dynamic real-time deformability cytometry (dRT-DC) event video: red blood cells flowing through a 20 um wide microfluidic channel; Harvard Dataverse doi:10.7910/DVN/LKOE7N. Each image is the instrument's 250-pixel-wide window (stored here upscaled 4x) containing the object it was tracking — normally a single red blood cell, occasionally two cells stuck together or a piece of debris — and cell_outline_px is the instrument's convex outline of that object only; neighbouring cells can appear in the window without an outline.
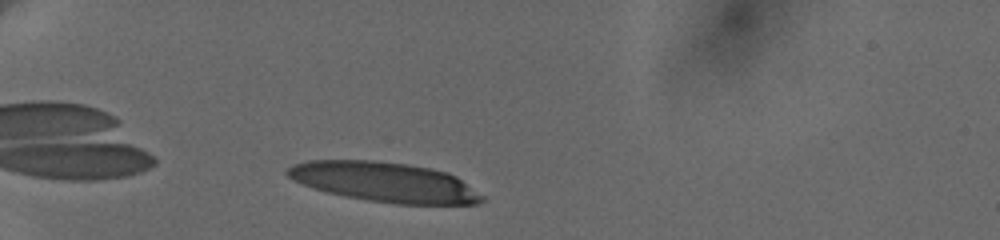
{"species": "human", "species_latin": "Homo sapiens", "temperature_condition": "cold", "stored_images_in_passage": 36, "camera_frame_rate_fps": 3000, "um_per_image_px": 0.085, "donor": {"sex": "female"}, "frame": {"image": 1, "passage_image": 3, "time_ms": 1.333, "image_size_px": [1000, 240], "cell_outline_px": [[484, 200], [480, 204], [396, 204], [368, 200], [344, 196], [312, 188], [288, 176], [284, 172], [292, 164], [308, 160], [376, 160], [408, 164], [432, 168], [448, 172], [456, 176], [484, 196]], "centroid_in_image_um": [32.71, 15.47], "position_along_channel_um": 52.3, "area_um2": 45.2}}
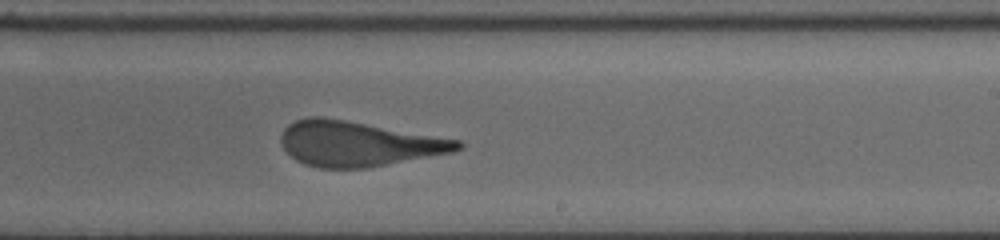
{"frame": {"image": 2, "passage_image": 18, "time_ms": 8.0, "image_size_px": [1000, 240], "cell_outline_px": [[464, 148], [452, 152], [364, 168], [320, 168], [304, 164], [296, 160], [280, 144], [280, 136], [284, 128], [288, 124], [296, 120], [312, 116], [320, 116], [344, 120], [460, 140], [464, 144]], "centroid_in_image_um": [30.41, 12.21], "position_along_channel_um": 258.6, "area_um2": 45.89}}
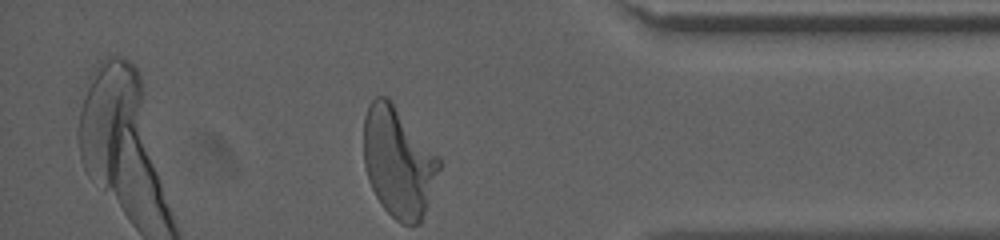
{"frame": {"image": 3, "passage_image": 35, "time_ms": 12.333, "image_size_px": [1000, 240], "cell_outline_px": [[440, 168], [420, 224], [400, 224], [384, 208], [376, 196], [368, 180], [364, 164], [364, 116], [368, 104], [376, 96], [384, 96], [392, 104], [440, 156]], "centroid_in_image_um": [33.85, 13.8], "position_along_channel_um": 401.4, "area_um2": 47.8}, "authors_computed_cell_mechanics": {"area_um2": 47.5983, "velocity_mm_per_s": 3.6519, "shape_relaxation_time_tau1_ms": 5.7867, "shape_relaxation_time_tau2_ms": 1.3626, "deformation_change_tau1": 0.2582, "deformation_change_tau2": 0.1126}}